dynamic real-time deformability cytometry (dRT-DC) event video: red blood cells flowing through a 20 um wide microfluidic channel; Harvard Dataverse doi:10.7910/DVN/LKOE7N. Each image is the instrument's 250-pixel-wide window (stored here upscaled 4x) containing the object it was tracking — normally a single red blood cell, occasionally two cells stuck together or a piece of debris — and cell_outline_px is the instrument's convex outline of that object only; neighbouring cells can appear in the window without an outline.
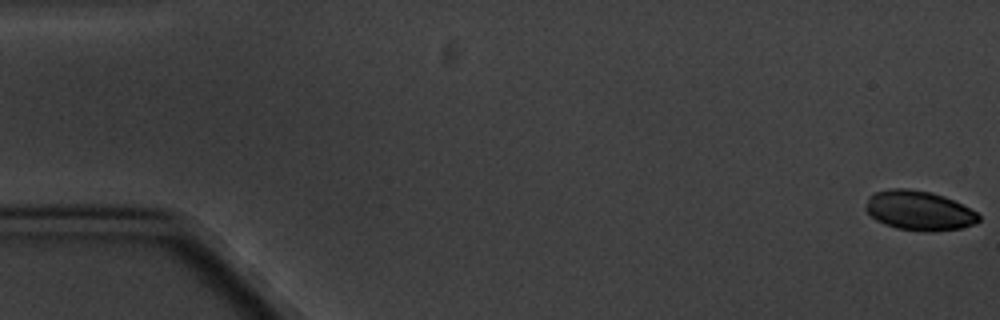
{"species": "common noctule bat (a hibernating species)", "species_latin": "Nyctalus noctula", "temperature_condition": "cold", "stored_images_in_passage": 5, "camera_frame_rate_fps": 3000, "um_per_image_px": 0.085, "animal": {"sex": "male", "body_mass_g": 20.1, "forearm_length_mm": 53.5}, "frame": {"image": 1, "passage_image": 1, "time_ms": 0.0, "image_size_px": [1000, 320], "cell_outline_px": [[980, 220], [976, 224], [960, 228], [932, 232], [924, 232], [896, 228], [884, 224], [876, 220], [864, 208], [868, 196], [876, 192], [892, 188], [908, 188], [932, 192], [944, 196], [976, 212], [980, 216]], "centroid_in_image_um": [78.1, 17.9], "position_along_channel_um": 6.9, "area_um2": 26.13}}
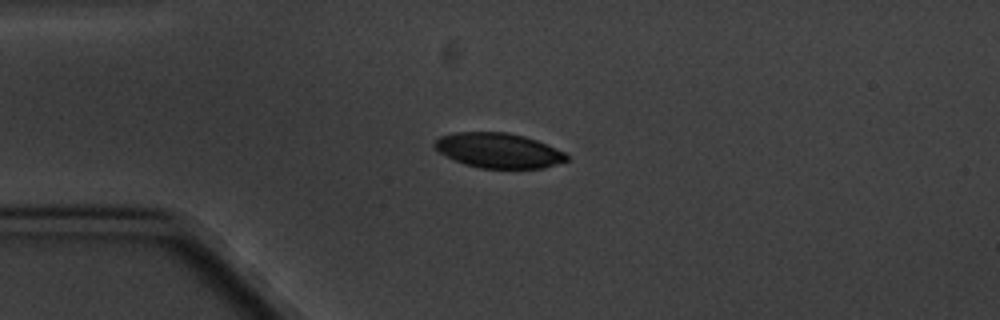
{"frame": {"image": 2, "passage_image": 5, "time_ms": 4.667, "image_size_px": [1000, 320], "cell_outline_px": [[568, 160], [544, 168], [480, 168], [464, 164], [432, 148], [432, 144], [440, 136], [456, 132], [508, 132], [524, 136], [536, 140], [564, 152], [568, 156]], "centroid_in_image_um": [42.35, 12.78], "position_along_channel_um": 42.7, "area_um2": 26.76}}